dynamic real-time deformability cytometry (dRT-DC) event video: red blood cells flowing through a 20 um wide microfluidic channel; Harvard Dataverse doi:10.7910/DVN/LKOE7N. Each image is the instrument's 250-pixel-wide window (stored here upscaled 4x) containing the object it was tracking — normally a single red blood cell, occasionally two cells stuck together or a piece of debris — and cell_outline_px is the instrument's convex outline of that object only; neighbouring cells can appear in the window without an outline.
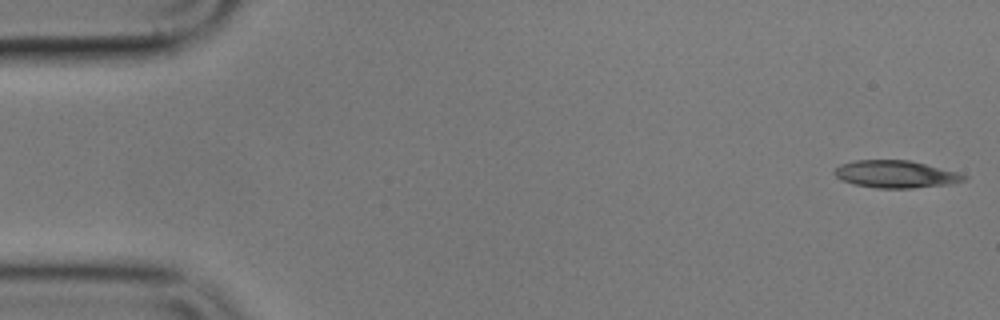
{"species": "common noctule bat (a hibernating species)", "species_latin": "Nyctalus noctula", "temperature_condition": "cold", "stored_images_in_passage": 6, "camera_frame_rate_fps": 3000, "um_per_image_px": 0.085, "animal": {"sex": "male", "body_mass_g": 17.9}, "frame": {"image": 1, "passage_image": 1, "time_ms": 0.0, "image_size_px": [1000, 320], "cell_outline_px": [[968, 176], [964, 180], [952, 184], [912, 188], [876, 188], [852, 184], [840, 180], [832, 172], [840, 164], [856, 160], [908, 160], [956, 172]], "centroid_in_image_um": [76.08, 14.81], "position_along_channel_um": 8.9, "area_um2": 20.58}}
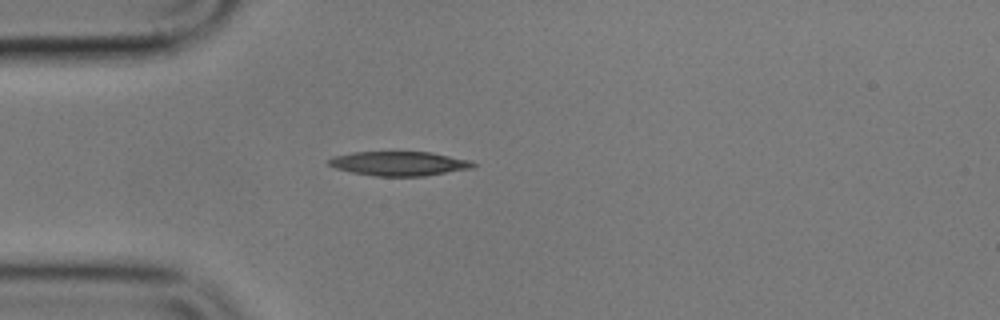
{"frame": {"image": 2, "passage_image": 5, "time_ms": 4.667, "image_size_px": [1000, 320], "cell_outline_px": [[476, 164], [472, 168], [424, 176], [376, 176], [352, 172], [336, 168], [328, 164], [328, 160], [332, 156], [352, 152], [432, 152], [472, 160]], "centroid_in_image_um": [33.94, 13.89], "position_along_channel_um": 51.1, "area_um2": 20.46}}